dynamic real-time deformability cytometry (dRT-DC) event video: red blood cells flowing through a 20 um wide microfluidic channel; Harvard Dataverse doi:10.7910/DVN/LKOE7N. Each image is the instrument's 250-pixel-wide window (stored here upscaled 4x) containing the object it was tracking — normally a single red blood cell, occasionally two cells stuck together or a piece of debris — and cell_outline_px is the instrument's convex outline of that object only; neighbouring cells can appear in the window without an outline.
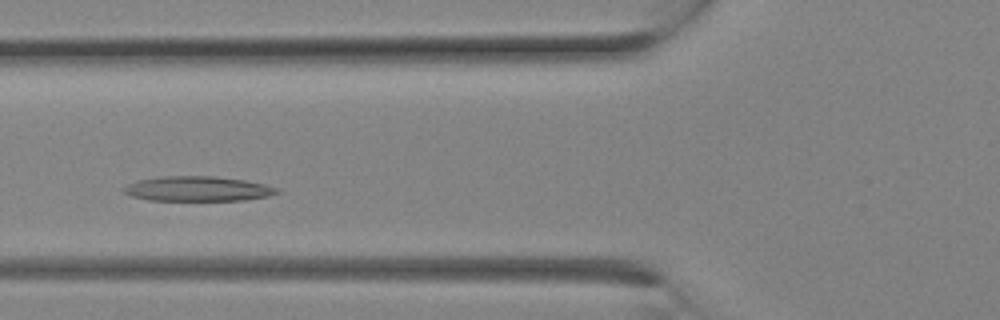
{"species": "Egyptian fruit bat (a non-hibernating species)", "species_latin": "Rousettus aegyptiacus", "temperature_condition": "room temperature", "stored_images_in_passage": 11, "camera_frame_rate_fps": 3000, "um_per_image_px": 0.085, "animal": {"sex": "female"}, "frame": {"image": 1, "passage_image": 5, "time_ms": 1.333, "image_size_px": [1000, 320], "cell_outline_px": [[280, 192], [268, 196], [244, 200], [148, 200], [132, 196], [124, 192], [120, 188], [136, 180], [160, 176], [216, 176], [244, 180], [264, 184], [280, 188]], "centroid_in_image_um": [16.79, 16.04], "position_along_channel_um": 109.0, "area_um2": 22.31}}
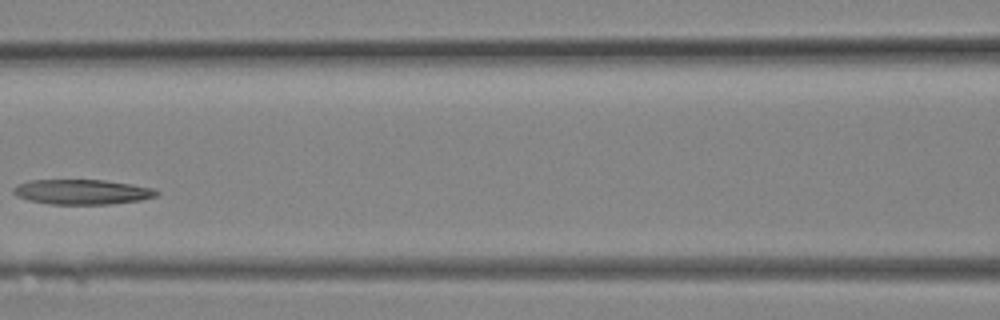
{"frame": {"image": 2, "passage_image": 7, "time_ms": 2.0, "image_size_px": [1000, 320], "cell_outline_px": [[160, 192], [156, 196], [140, 200], [108, 204], [48, 204], [28, 200], [16, 196], [12, 192], [12, 188], [16, 184], [32, 180], [104, 180], [132, 184], [152, 188]], "centroid_in_image_um": [6.93, 16.31], "position_along_channel_um": 159.7, "area_um2": 20.87}}
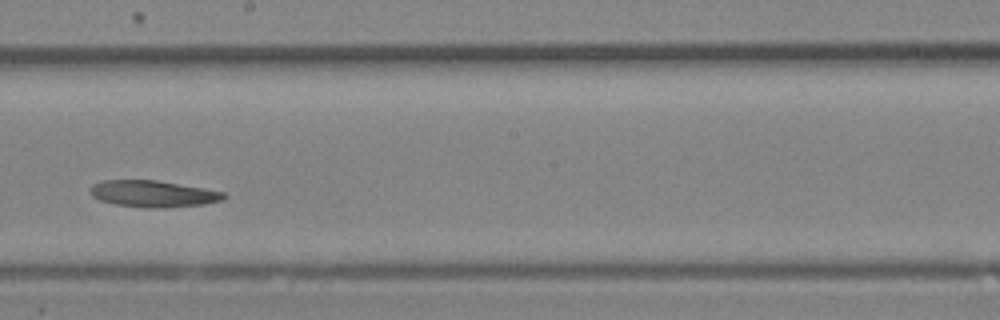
{"frame": {"image": 3, "passage_image": 10, "time_ms": 3.0, "image_size_px": [1000, 320], "cell_outline_px": [[228, 196], [220, 200], [204, 204], [168, 208], [144, 208], [116, 204], [100, 200], [92, 196], [88, 188], [92, 184], [100, 180], [156, 180], [224, 192]], "centroid_in_image_um": [12.96, 16.47], "position_along_channel_um": 235.2, "area_um2": 20.75}}